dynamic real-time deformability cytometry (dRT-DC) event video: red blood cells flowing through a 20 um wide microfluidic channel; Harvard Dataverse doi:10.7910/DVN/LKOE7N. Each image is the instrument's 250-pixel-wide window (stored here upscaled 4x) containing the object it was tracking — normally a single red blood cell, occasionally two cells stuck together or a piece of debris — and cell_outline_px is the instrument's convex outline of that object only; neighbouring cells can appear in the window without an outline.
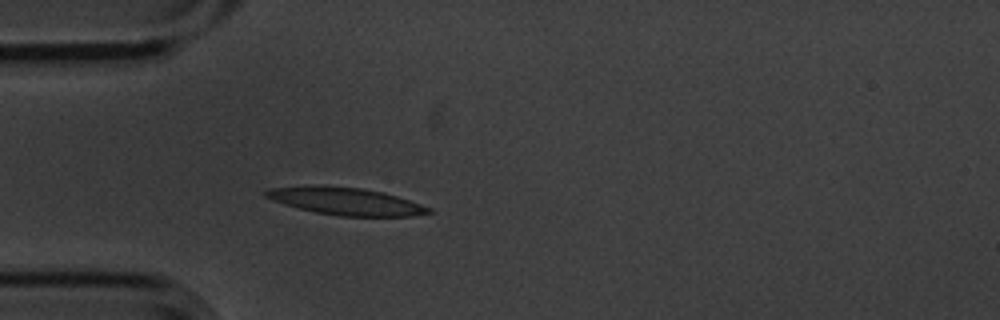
{"species": "common noctule bat (a hibernating species)", "species_latin": "Nyctalus noctula", "temperature_condition": "cold", "stored_images_in_passage": 4, "camera_frame_rate_fps": 3000, "um_per_image_px": 0.085, "animal": {"sex": "male", "body_mass_g": 20.1, "forearm_length_mm": 53.5}, "frame": {"image": 1, "passage_image": 4, "time_ms": 1.0, "image_size_px": [1000, 320], "cell_outline_px": [[432, 212], [412, 216], [340, 216], [316, 212], [284, 204], [264, 196], [264, 192], [268, 188], [360, 188], [384, 192], [432, 208]], "centroid_in_image_um": [29.5, 17.15], "position_along_channel_um": 55.5, "area_um2": 24.62}}